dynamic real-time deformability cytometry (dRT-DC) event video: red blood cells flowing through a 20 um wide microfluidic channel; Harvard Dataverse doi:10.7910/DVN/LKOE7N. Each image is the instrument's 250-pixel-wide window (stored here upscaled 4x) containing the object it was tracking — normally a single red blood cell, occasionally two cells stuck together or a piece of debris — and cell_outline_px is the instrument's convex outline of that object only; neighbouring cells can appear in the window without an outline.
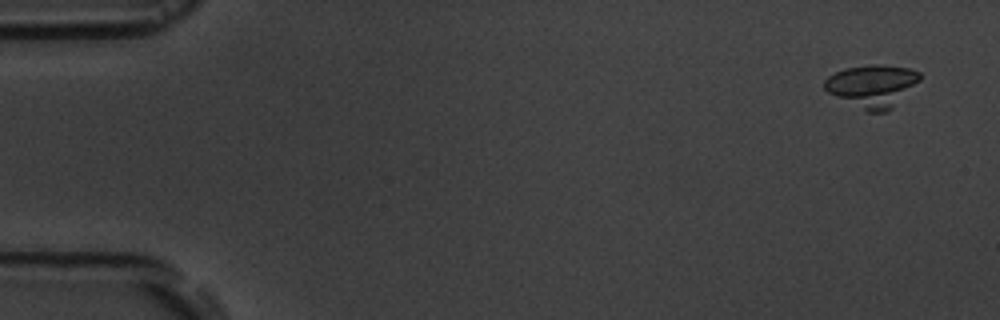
{"species": "common noctule bat (a hibernating species)", "species_latin": "Nyctalus noctula", "temperature_condition": "room temperature", "stored_images_in_passage": 5, "camera_frame_rate_fps": 3000, "um_per_image_px": 0.085, "animal": {"sex": "male", "body_mass_g": 19.5, "forearm_length_mm": 54.6}, "frame": {"image": 1, "passage_image": 1, "time_ms": 0.0, "image_size_px": [1000, 320], "cell_outline_px": [[920, 80], [888, 112], [868, 112], [828, 92], [824, 88], [824, 80], [828, 76], [844, 68], [876, 64], [880, 64], [908, 68], [920, 72]], "centroid_in_image_um": [74.15, 7.29], "position_along_channel_um": 10.9, "area_um2": 23.35}}
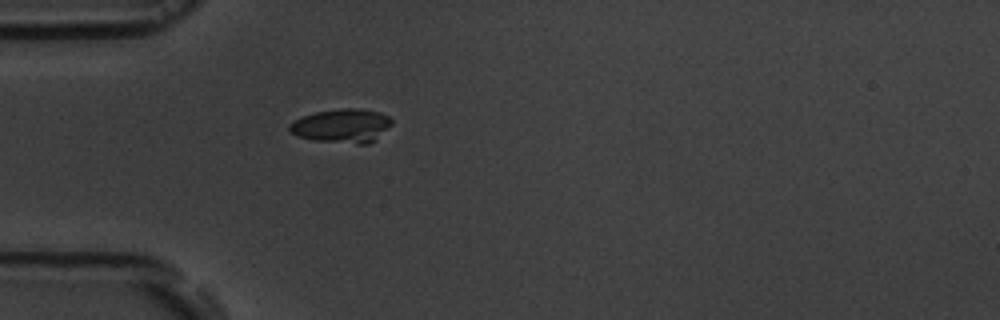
{"frame": {"image": 2, "passage_image": 5, "time_ms": 4.667, "image_size_px": [1000, 320], "cell_outline_px": [[392, 124], [376, 140], [368, 144], [356, 144], [316, 140], [296, 136], [288, 128], [288, 124], [304, 116], [316, 112], [344, 108], [356, 108], [380, 112], [388, 116], [392, 120]], "centroid_in_image_um": [29.09, 10.7], "position_along_channel_um": 55.9, "area_um2": 20.11}}